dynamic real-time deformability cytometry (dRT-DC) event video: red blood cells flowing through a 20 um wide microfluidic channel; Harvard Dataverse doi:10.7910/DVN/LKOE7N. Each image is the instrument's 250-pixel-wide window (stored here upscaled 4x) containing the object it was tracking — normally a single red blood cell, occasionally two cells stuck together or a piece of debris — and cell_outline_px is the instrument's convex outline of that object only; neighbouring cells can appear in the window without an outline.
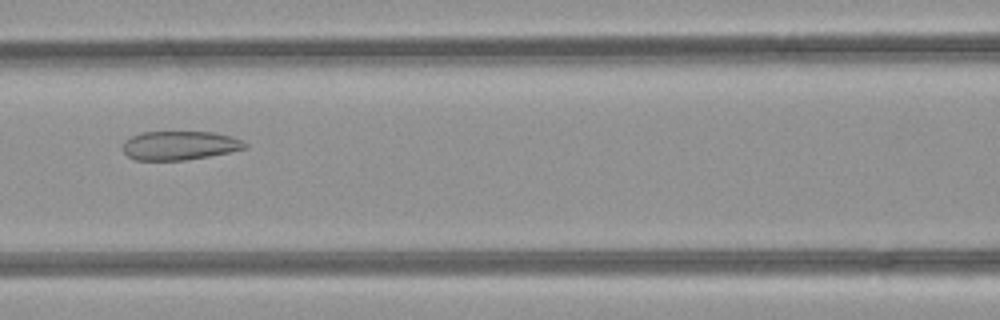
{"species": "common noctule bat (a hibernating species)", "species_latin": "Nyctalus noctula", "temperature_condition": "room temperature", "stored_images_in_passage": 40, "camera_frame_rate_fps": 3000, "um_per_image_px": 0.085, "animal": {"sex": "female", "body_mass_g": 21.9}, "frame": {"image": 1, "passage_image": 13, "time_ms": 4.0, "image_size_px": [1000, 320], "cell_outline_px": [[248, 148], [208, 156], [184, 160], [136, 160], [128, 156], [124, 152], [124, 140], [140, 132], [216, 132], [232, 136], [244, 140], [248, 144]], "centroid_in_image_um": [15.31, 12.35], "position_along_channel_um": 151.3, "area_um2": 20.63}}
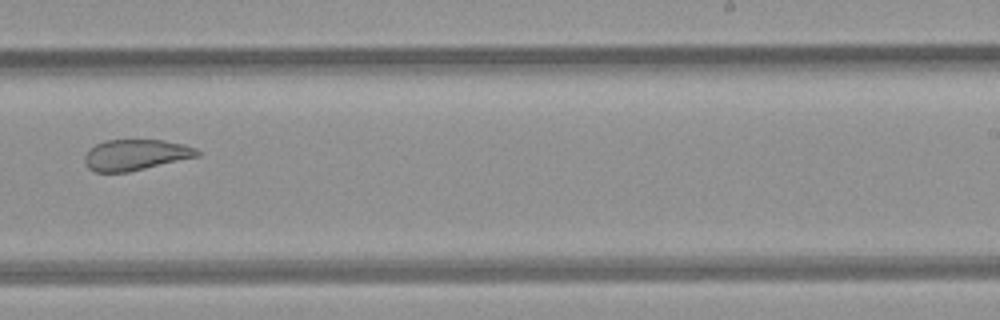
{"frame": {"image": 2, "passage_image": 22, "time_ms": 7.0, "image_size_px": [1000, 320], "cell_outline_px": [[200, 156], [128, 172], [96, 172], [88, 168], [84, 164], [84, 156], [96, 144], [104, 140], [164, 140], [184, 144], [196, 148], [200, 152]], "centroid_in_image_um": [11.54, 13.16], "position_along_channel_um": 277.5, "area_um2": 20.29}}
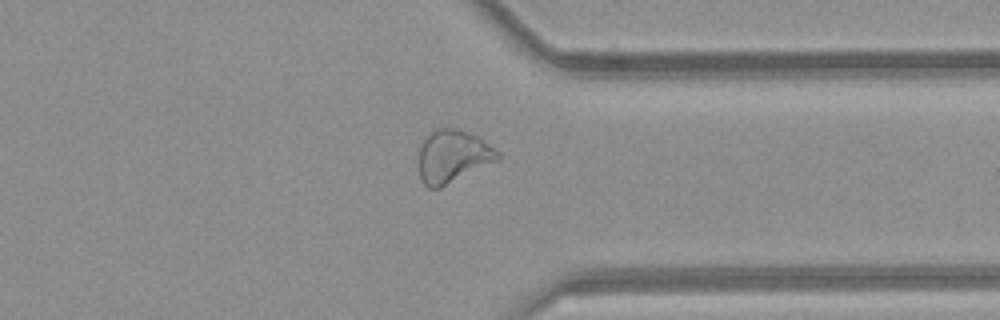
{"frame": {"image": 3, "passage_image": 29, "time_ms": 9.333, "image_size_px": [1000, 320], "cell_outline_px": [[500, 160], [440, 188], [428, 188], [424, 184], [420, 176], [420, 144], [424, 136], [428, 132], [436, 128], [456, 128], [480, 136], [500, 152]], "centroid_in_image_um": [38.52, 13.26], "position_along_channel_um": 372.9, "area_um2": 24.68}, "authors_computed_cell_mechanics": {"area_um2": 24.7384, "velocity_mm_per_s": 4.2185, "shape_relaxation_time_tau1_ms": null, "shape_relaxation_time_tau2_ms": 2.1419, "deformation_change_tau1": null, "deformation_change_tau2": 0.087}}